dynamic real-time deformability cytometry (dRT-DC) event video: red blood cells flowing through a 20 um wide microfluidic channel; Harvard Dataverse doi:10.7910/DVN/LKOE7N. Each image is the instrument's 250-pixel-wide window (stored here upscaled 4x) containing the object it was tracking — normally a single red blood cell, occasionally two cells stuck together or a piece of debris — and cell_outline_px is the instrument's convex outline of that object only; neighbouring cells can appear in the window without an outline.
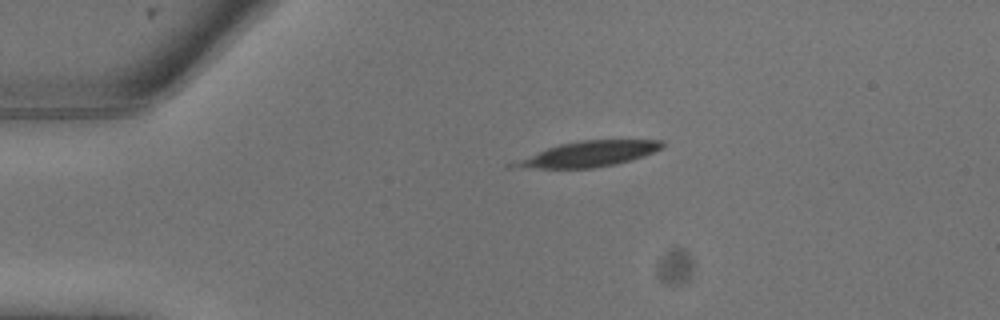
{"species": "common noctule bat (a hibernating species)", "species_latin": "Nyctalus noctula", "temperature_condition": "warm", "stored_images_in_passage": 9, "camera_frame_rate_fps": 3000, "um_per_image_px": 0.085, "animal": {"sex": "male", "body_mass_g": 13.3}, "frame": {"image": 1, "passage_image": 1, "time_ms": 0.0, "image_size_px": [1000, 320], "cell_outline_px": [[664, 144], [660, 148], [644, 156], [632, 160], [616, 164], [592, 168], [508, 168], [504, 164], [548, 148], [560, 144], [584, 140], [664, 140]], "centroid_in_image_um": [49.95, 13.11], "position_along_channel_um": 35.1, "area_um2": 21.96}}
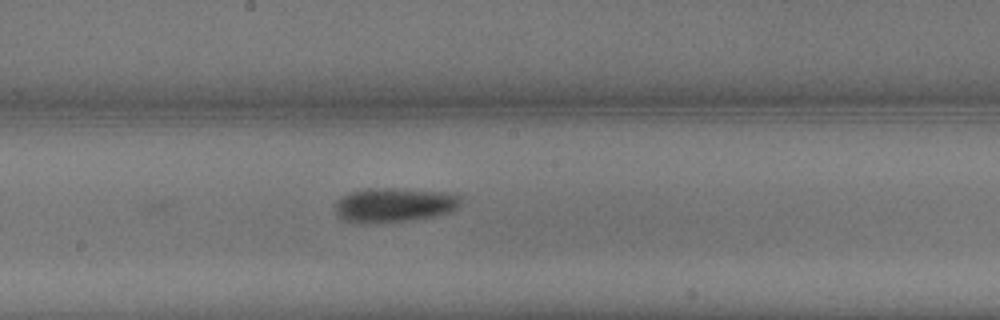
{"frame": {"image": 2, "passage_image": 9, "time_ms": 2.667, "image_size_px": [1000, 320], "cell_outline_px": [[460, 204], [452, 212], [432, 216], [408, 220], [368, 224], [364, 224], [344, 220], [336, 212], [336, 200], [352, 192], [372, 188], [396, 188], [448, 192], [460, 196]], "centroid_in_image_um": [33.52, 17.42], "position_along_channel_um": 214.7, "area_um2": 25.03}}